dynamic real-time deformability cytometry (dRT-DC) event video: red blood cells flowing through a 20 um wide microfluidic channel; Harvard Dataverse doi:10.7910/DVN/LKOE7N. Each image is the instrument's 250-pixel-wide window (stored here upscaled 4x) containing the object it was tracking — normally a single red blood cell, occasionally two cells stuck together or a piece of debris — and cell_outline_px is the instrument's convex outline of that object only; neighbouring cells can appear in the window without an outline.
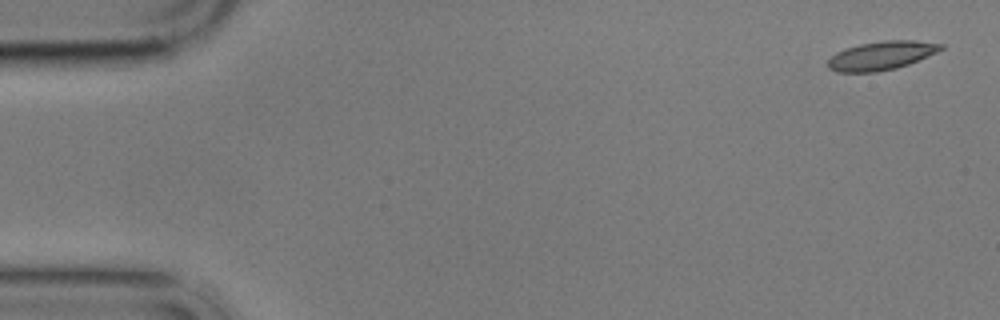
{"species": "common noctule bat (a hibernating species)", "species_latin": "Nyctalus noctula", "temperature_condition": "cold", "stored_images_in_passage": 4, "camera_frame_rate_fps": 3000, "um_per_image_px": 0.085, "animal": {"sex": "male", "body_mass_g": 17.9}, "frame": {"image": 1, "passage_image": 1, "time_ms": 0.0, "image_size_px": [1000, 320], "cell_outline_px": [[944, 48], [936, 52], [908, 64], [896, 68], [876, 72], [836, 72], [828, 68], [828, 60], [836, 52], [844, 48], [860, 44], [884, 40], [916, 40], [944, 44]], "centroid_in_image_um": [74.9, 4.72], "position_along_channel_um": 10.1, "area_um2": 18.84}}